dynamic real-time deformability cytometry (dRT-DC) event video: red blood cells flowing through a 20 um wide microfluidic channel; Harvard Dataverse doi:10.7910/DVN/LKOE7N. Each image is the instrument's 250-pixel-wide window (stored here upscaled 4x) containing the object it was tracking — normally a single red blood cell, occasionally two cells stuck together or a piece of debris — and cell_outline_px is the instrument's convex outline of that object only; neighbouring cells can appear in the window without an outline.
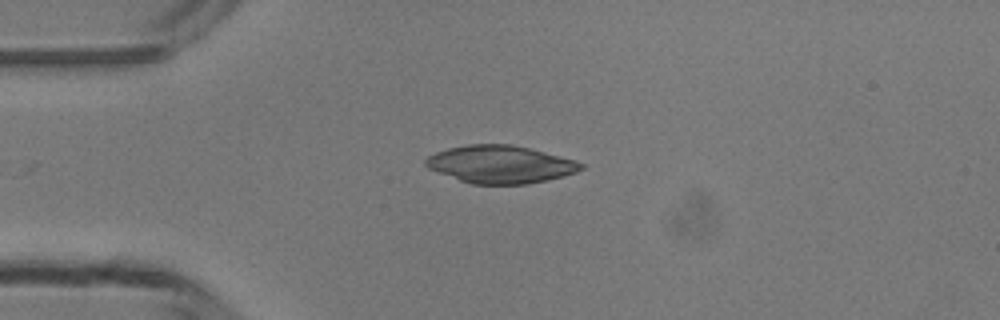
{"species": "common noctule bat (a hibernating species)", "species_latin": "Nyctalus noctula", "temperature_condition": "room temperature", "stored_images_in_passage": 2, "camera_frame_rate_fps": 3000, "um_per_image_px": 0.085, "animal": {"sex": "male", "body_mass_g": 13.3}, "frame": {"image": 1, "passage_image": 1, "time_ms": 0.0, "image_size_px": [1000, 320], "cell_outline_px": [[584, 168], [576, 172], [564, 176], [548, 180], [528, 184], [472, 184], [460, 180], [428, 168], [424, 164], [424, 160], [428, 156], [436, 152], [448, 148], [468, 144], [508, 144], [528, 148], [576, 160], [584, 164]], "centroid_in_image_um": [42.54, 13.97], "position_along_channel_um": 42.5, "area_um2": 33.99}}